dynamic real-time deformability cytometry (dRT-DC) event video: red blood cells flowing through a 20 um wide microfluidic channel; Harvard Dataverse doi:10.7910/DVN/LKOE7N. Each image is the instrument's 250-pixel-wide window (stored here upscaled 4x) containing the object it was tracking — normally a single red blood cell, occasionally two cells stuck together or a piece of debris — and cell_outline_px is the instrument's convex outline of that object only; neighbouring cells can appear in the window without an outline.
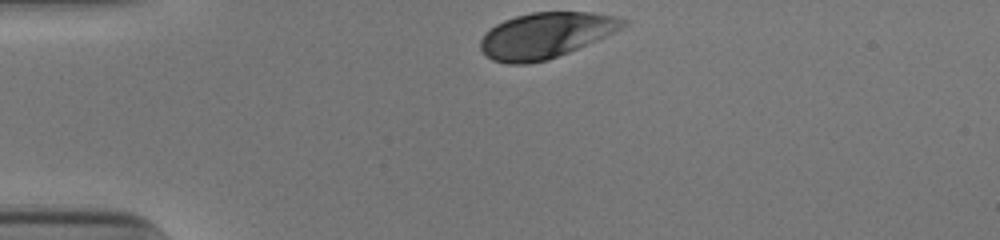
{"species": "human", "species_latin": "Homo sapiens", "temperature_condition": "cold", "stored_images_in_passage": 31, "camera_frame_rate_fps": 3000, "um_per_image_px": 0.085, "donor": {"sex": "male"}, "frame": {"image": 1, "passage_image": 1, "time_ms": 0.0, "image_size_px": [1000, 240], "cell_outline_px": [[628, 24], [624, 28], [568, 52], [548, 60], [528, 64], [508, 64], [492, 60], [484, 56], [480, 48], [480, 40], [484, 32], [488, 28], [504, 20], [516, 16], [532, 12], [592, 12], [612, 16], [628, 20]], "centroid_in_image_um": [46.34, 3.01], "position_along_channel_um": 38.7, "area_um2": 38.09}}
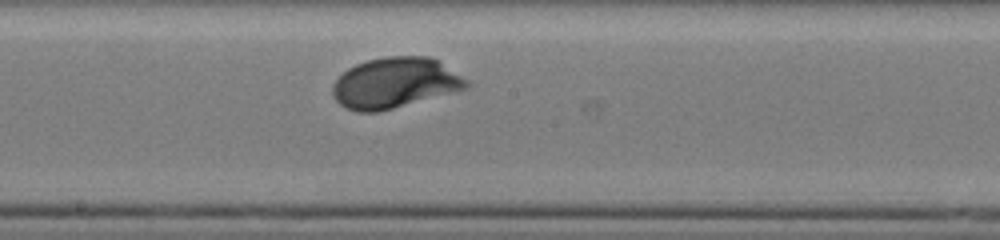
{"frame": {"image": 2, "passage_image": 18, "time_ms": 5.667, "image_size_px": [1000, 240], "cell_outline_px": [[472, 84], [468, 88], [380, 112], [356, 112], [344, 108], [332, 96], [332, 84], [348, 68], [356, 64], [368, 60], [384, 56], [428, 56], [440, 60], [468, 80]], "centroid_in_image_um": [33.58, 7.05], "position_along_channel_um": 214.6, "area_um2": 39.82}}
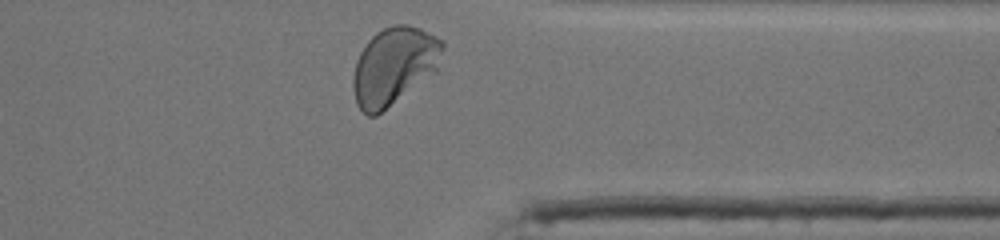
{"frame": {"image": 3, "passage_image": 31, "time_ms": 10.0, "image_size_px": [1000, 240], "cell_outline_px": [[444, 48], [436, 72], [376, 116], [368, 116], [356, 104], [352, 84], [352, 80], [356, 60], [360, 52], [368, 40], [376, 32], [392, 24], [408, 24], [420, 28], [444, 40]], "centroid_in_image_um": [33.49, 5.59], "position_along_channel_um": 377.9, "area_um2": 40.63}, "authors_computed_cell_mechanics": {"area_um2": 38.4948, "velocity_mm_per_s": 3.8414, "shape_relaxation_time_tau1_ms": 2.1818, "shape_relaxation_time_tau2_ms": null, "deformation_change_tau1": 0.1272, "deformation_change_tau2": null}}